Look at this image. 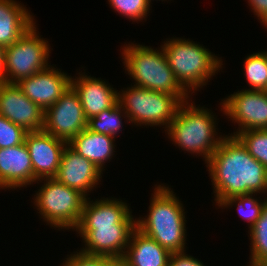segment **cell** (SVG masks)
I'll list each match as a JSON object with an SVG mask.
<instances>
[{
	"label": "cell",
	"instance_id": "33",
	"mask_svg": "<svg viewBox=\"0 0 267 266\" xmlns=\"http://www.w3.org/2000/svg\"><path fill=\"white\" fill-rule=\"evenodd\" d=\"M250 264L248 266H267V262H256V261H249Z\"/></svg>",
	"mask_w": 267,
	"mask_h": 266
},
{
	"label": "cell",
	"instance_id": "17",
	"mask_svg": "<svg viewBox=\"0 0 267 266\" xmlns=\"http://www.w3.org/2000/svg\"><path fill=\"white\" fill-rule=\"evenodd\" d=\"M71 77V86L77 92L87 119L113 107L118 102V90L107 81L78 73ZM107 82V83H106Z\"/></svg>",
	"mask_w": 267,
	"mask_h": 266
},
{
	"label": "cell",
	"instance_id": "4",
	"mask_svg": "<svg viewBox=\"0 0 267 266\" xmlns=\"http://www.w3.org/2000/svg\"><path fill=\"white\" fill-rule=\"evenodd\" d=\"M194 104L189 100L182 102L165 133L175 146L196 156L201 155L207 163L225 136H218L216 132L215 114Z\"/></svg>",
	"mask_w": 267,
	"mask_h": 266
},
{
	"label": "cell",
	"instance_id": "25",
	"mask_svg": "<svg viewBox=\"0 0 267 266\" xmlns=\"http://www.w3.org/2000/svg\"><path fill=\"white\" fill-rule=\"evenodd\" d=\"M236 137L249 154L267 168V129H249L239 132Z\"/></svg>",
	"mask_w": 267,
	"mask_h": 266
},
{
	"label": "cell",
	"instance_id": "7",
	"mask_svg": "<svg viewBox=\"0 0 267 266\" xmlns=\"http://www.w3.org/2000/svg\"><path fill=\"white\" fill-rule=\"evenodd\" d=\"M38 181L44 184L36 191L33 203L44 222L55 229L74 230L80 222L86 197L54 177L38 179L37 184Z\"/></svg>",
	"mask_w": 267,
	"mask_h": 266
},
{
	"label": "cell",
	"instance_id": "3",
	"mask_svg": "<svg viewBox=\"0 0 267 266\" xmlns=\"http://www.w3.org/2000/svg\"><path fill=\"white\" fill-rule=\"evenodd\" d=\"M151 196L149 213L136 219V228L171 253L186 251L187 220L183 204L164 184L155 185Z\"/></svg>",
	"mask_w": 267,
	"mask_h": 266
},
{
	"label": "cell",
	"instance_id": "24",
	"mask_svg": "<svg viewBox=\"0 0 267 266\" xmlns=\"http://www.w3.org/2000/svg\"><path fill=\"white\" fill-rule=\"evenodd\" d=\"M254 194H244L238 196H232L225 199L220 205L222 209L232 207L234 204L237 205V211L242 218L246 219L249 229L256 223V221L262 215V209L265 204L266 197L264 201L258 200V198L252 197ZM234 203V204H233ZM224 207V208H223Z\"/></svg>",
	"mask_w": 267,
	"mask_h": 266
},
{
	"label": "cell",
	"instance_id": "21",
	"mask_svg": "<svg viewBox=\"0 0 267 266\" xmlns=\"http://www.w3.org/2000/svg\"><path fill=\"white\" fill-rule=\"evenodd\" d=\"M121 116L127 118L126 123H130L128 115L117 102L113 107L89 118L87 121V129L95 133H101L116 138L123 127Z\"/></svg>",
	"mask_w": 267,
	"mask_h": 266
},
{
	"label": "cell",
	"instance_id": "34",
	"mask_svg": "<svg viewBox=\"0 0 267 266\" xmlns=\"http://www.w3.org/2000/svg\"><path fill=\"white\" fill-rule=\"evenodd\" d=\"M263 52L265 53V56H266V63H267V51H264Z\"/></svg>",
	"mask_w": 267,
	"mask_h": 266
},
{
	"label": "cell",
	"instance_id": "31",
	"mask_svg": "<svg viewBox=\"0 0 267 266\" xmlns=\"http://www.w3.org/2000/svg\"><path fill=\"white\" fill-rule=\"evenodd\" d=\"M4 51L5 47L0 45V80H3Z\"/></svg>",
	"mask_w": 267,
	"mask_h": 266
},
{
	"label": "cell",
	"instance_id": "2",
	"mask_svg": "<svg viewBox=\"0 0 267 266\" xmlns=\"http://www.w3.org/2000/svg\"><path fill=\"white\" fill-rule=\"evenodd\" d=\"M206 164L217 206L232 196L267 193V168L236 136L226 135Z\"/></svg>",
	"mask_w": 267,
	"mask_h": 266
},
{
	"label": "cell",
	"instance_id": "10",
	"mask_svg": "<svg viewBox=\"0 0 267 266\" xmlns=\"http://www.w3.org/2000/svg\"><path fill=\"white\" fill-rule=\"evenodd\" d=\"M87 121L79 96L70 86L58 101L44 111L43 131L69 143L87 128Z\"/></svg>",
	"mask_w": 267,
	"mask_h": 266
},
{
	"label": "cell",
	"instance_id": "12",
	"mask_svg": "<svg viewBox=\"0 0 267 266\" xmlns=\"http://www.w3.org/2000/svg\"><path fill=\"white\" fill-rule=\"evenodd\" d=\"M0 115L26 132L43 130L44 111L22 92L17 83L0 84Z\"/></svg>",
	"mask_w": 267,
	"mask_h": 266
},
{
	"label": "cell",
	"instance_id": "22",
	"mask_svg": "<svg viewBox=\"0 0 267 266\" xmlns=\"http://www.w3.org/2000/svg\"><path fill=\"white\" fill-rule=\"evenodd\" d=\"M248 231L251 240L249 261L267 262V198L261 217Z\"/></svg>",
	"mask_w": 267,
	"mask_h": 266
},
{
	"label": "cell",
	"instance_id": "18",
	"mask_svg": "<svg viewBox=\"0 0 267 266\" xmlns=\"http://www.w3.org/2000/svg\"><path fill=\"white\" fill-rule=\"evenodd\" d=\"M170 255L169 250L136 228L122 259L128 266H168Z\"/></svg>",
	"mask_w": 267,
	"mask_h": 266
},
{
	"label": "cell",
	"instance_id": "14",
	"mask_svg": "<svg viewBox=\"0 0 267 266\" xmlns=\"http://www.w3.org/2000/svg\"><path fill=\"white\" fill-rule=\"evenodd\" d=\"M54 66L21 79L17 85L22 92L43 111L60 99L71 86V76Z\"/></svg>",
	"mask_w": 267,
	"mask_h": 266
},
{
	"label": "cell",
	"instance_id": "26",
	"mask_svg": "<svg viewBox=\"0 0 267 266\" xmlns=\"http://www.w3.org/2000/svg\"><path fill=\"white\" fill-rule=\"evenodd\" d=\"M108 2L118 14L133 22L146 20L152 3L150 0H108Z\"/></svg>",
	"mask_w": 267,
	"mask_h": 266
},
{
	"label": "cell",
	"instance_id": "19",
	"mask_svg": "<svg viewBox=\"0 0 267 266\" xmlns=\"http://www.w3.org/2000/svg\"><path fill=\"white\" fill-rule=\"evenodd\" d=\"M114 142L115 137L95 133L85 128L68 145L103 172L105 163L113 158L115 152Z\"/></svg>",
	"mask_w": 267,
	"mask_h": 266
},
{
	"label": "cell",
	"instance_id": "6",
	"mask_svg": "<svg viewBox=\"0 0 267 266\" xmlns=\"http://www.w3.org/2000/svg\"><path fill=\"white\" fill-rule=\"evenodd\" d=\"M163 43V50L176 80L191 95L198 88H203L209 82L208 79L211 80L222 68L221 58L197 42L178 37Z\"/></svg>",
	"mask_w": 267,
	"mask_h": 266
},
{
	"label": "cell",
	"instance_id": "5",
	"mask_svg": "<svg viewBox=\"0 0 267 266\" xmlns=\"http://www.w3.org/2000/svg\"><path fill=\"white\" fill-rule=\"evenodd\" d=\"M161 49L140 44H126L122 47L125 73L135 80V86L177 96L182 102L189 99L188 92L176 80L169 66L166 54Z\"/></svg>",
	"mask_w": 267,
	"mask_h": 266
},
{
	"label": "cell",
	"instance_id": "15",
	"mask_svg": "<svg viewBox=\"0 0 267 266\" xmlns=\"http://www.w3.org/2000/svg\"><path fill=\"white\" fill-rule=\"evenodd\" d=\"M101 174L103 173L90 160L79 155L67 144L54 178L88 198V193L101 181Z\"/></svg>",
	"mask_w": 267,
	"mask_h": 266
},
{
	"label": "cell",
	"instance_id": "23",
	"mask_svg": "<svg viewBox=\"0 0 267 266\" xmlns=\"http://www.w3.org/2000/svg\"><path fill=\"white\" fill-rule=\"evenodd\" d=\"M244 70L250 90L267 91V63L263 51L248 55L244 60Z\"/></svg>",
	"mask_w": 267,
	"mask_h": 266
},
{
	"label": "cell",
	"instance_id": "9",
	"mask_svg": "<svg viewBox=\"0 0 267 266\" xmlns=\"http://www.w3.org/2000/svg\"><path fill=\"white\" fill-rule=\"evenodd\" d=\"M34 23L17 41L5 47L3 82L18 83L21 79L46 69L50 46L39 37Z\"/></svg>",
	"mask_w": 267,
	"mask_h": 266
},
{
	"label": "cell",
	"instance_id": "20",
	"mask_svg": "<svg viewBox=\"0 0 267 266\" xmlns=\"http://www.w3.org/2000/svg\"><path fill=\"white\" fill-rule=\"evenodd\" d=\"M30 14L20 2L0 0V45L10 46L35 23Z\"/></svg>",
	"mask_w": 267,
	"mask_h": 266
},
{
	"label": "cell",
	"instance_id": "29",
	"mask_svg": "<svg viewBox=\"0 0 267 266\" xmlns=\"http://www.w3.org/2000/svg\"><path fill=\"white\" fill-rule=\"evenodd\" d=\"M182 252H172L169 257L168 266H205L202 261H199L193 256Z\"/></svg>",
	"mask_w": 267,
	"mask_h": 266
},
{
	"label": "cell",
	"instance_id": "8",
	"mask_svg": "<svg viewBox=\"0 0 267 266\" xmlns=\"http://www.w3.org/2000/svg\"><path fill=\"white\" fill-rule=\"evenodd\" d=\"M118 103L128 115L130 123L137 126H165L163 128L166 130L182 101L168 93L133 85L118 92Z\"/></svg>",
	"mask_w": 267,
	"mask_h": 266
},
{
	"label": "cell",
	"instance_id": "32",
	"mask_svg": "<svg viewBox=\"0 0 267 266\" xmlns=\"http://www.w3.org/2000/svg\"><path fill=\"white\" fill-rule=\"evenodd\" d=\"M106 266H128L122 258H113Z\"/></svg>",
	"mask_w": 267,
	"mask_h": 266
},
{
	"label": "cell",
	"instance_id": "1",
	"mask_svg": "<svg viewBox=\"0 0 267 266\" xmlns=\"http://www.w3.org/2000/svg\"><path fill=\"white\" fill-rule=\"evenodd\" d=\"M89 199L86 198L80 222L74 229L85 243L80 252L123 258L131 234L136 229V219L129 204L117 198Z\"/></svg>",
	"mask_w": 267,
	"mask_h": 266
},
{
	"label": "cell",
	"instance_id": "28",
	"mask_svg": "<svg viewBox=\"0 0 267 266\" xmlns=\"http://www.w3.org/2000/svg\"><path fill=\"white\" fill-rule=\"evenodd\" d=\"M73 253L65 258V263L61 266H106L113 259L107 256L87 255L80 251Z\"/></svg>",
	"mask_w": 267,
	"mask_h": 266
},
{
	"label": "cell",
	"instance_id": "30",
	"mask_svg": "<svg viewBox=\"0 0 267 266\" xmlns=\"http://www.w3.org/2000/svg\"><path fill=\"white\" fill-rule=\"evenodd\" d=\"M248 3L252 12L265 27L267 25V0H248Z\"/></svg>",
	"mask_w": 267,
	"mask_h": 266
},
{
	"label": "cell",
	"instance_id": "13",
	"mask_svg": "<svg viewBox=\"0 0 267 266\" xmlns=\"http://www.w3.org/2000/svg\"><path fill=\"white\" fill-rule=\"evenodd\" d=\"M24 142L31 158L34 177L37 180L55 177L62 152L68 143L43 130L27 132Z\"/></svg>",
	"mask_w": 267,
	"mask_h": 266
},
{
	"label": "cell",
	"instance_id": "11",
	"mask_svg": "<svg viewBox=\"0 0 267 266\" xmlns=\"http://www.w3.org/2000/svg\"><path fill=\"white\" fill-rule=\"evenodd\" d=\"M221 101L220 111L239 126L231 136L249 129H267V91L245 89Z\"/></svg>",
	"mask_w": 267,
	"mask_h": 266
},
{
	"label": "cell",
	"instance_id": "27",
	"mask_svg": "<svg viewBox=\"0 0 267 266\" xmlns=\"http://www.w3.org/2000/svg\"><path fill=\"white\" fill-rule=\"evenodd\" d=\"M27 132L0 115V148H8L24 143Z\"/></svg>",
	"mask_w": 267,
	"mask_h": 266
},
{
	"label": "cell",
	"instance_id": "16",
	"mask_svg": "<svg viewBox=\"0 0 267 266\" xmlns=\"http://www.w3.org/2000/svg\"><path fill=\"white\" fill-rule=\"evenodd\" d=\"M36 182L25 142L13 147L0 148L1 189H16L17 187L19 189Z\"/></svg>",
	"mask_w": 267,
	"mask_h": 266
}]
</instances>
